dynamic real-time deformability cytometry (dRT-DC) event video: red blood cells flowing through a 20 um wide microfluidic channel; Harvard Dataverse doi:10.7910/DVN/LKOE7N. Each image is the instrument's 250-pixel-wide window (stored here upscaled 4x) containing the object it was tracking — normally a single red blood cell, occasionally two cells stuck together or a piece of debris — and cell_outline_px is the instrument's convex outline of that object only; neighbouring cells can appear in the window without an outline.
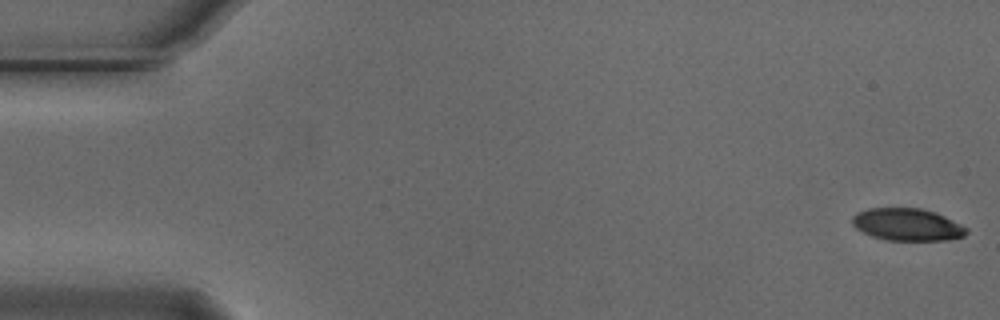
{"species": "Egyptian fruit bat (a non-hibernating species)", "species_latin": "Rousettus aegyptiacus", "temperature_condition": "cold", "stored_images_in_passage": 7, "camera_frame_rate_fps": 3000, "um_per_image_px": 0.085, "animal": {"sex": "male"}, "frame": {"image": 1, "passage_image": 1, "time_ms": 0.0, "image_size_px": [1000, 320], "cell_outline_px": [[968, 232], [964, 236], [944, 240], [884, 240], [872, 236], [856, 228], [852, 224], [852, 216], [856, 212], [868, 208], [920, 208], [936, 212], [968, 228]], "centroid_in_image_um": [77.1, 19.08], "position_along_channel_um": 7.9, "area_um2": 21.5}}
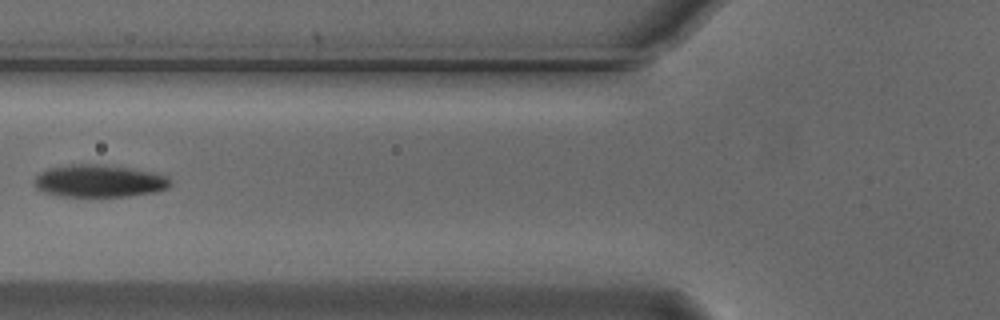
{"frame": {"image": 2, "passage_image": 6, "time_ms": 1.667, "image_size_px": [1000, 320], "cell_outline_px": [[172, 184], [168, 188], [152, 192], [128, 196], [60, 196], [44, 192], [36, 188], [36, 176], [40, 172], [48, 168], [68, 164], [104, 164], [152, 172], [168, 176], [172, 180]], "centroid_in_image_um": [8.44, 15.37], "position_along_channel_um": 117.4, "area_um2": 25.66}}
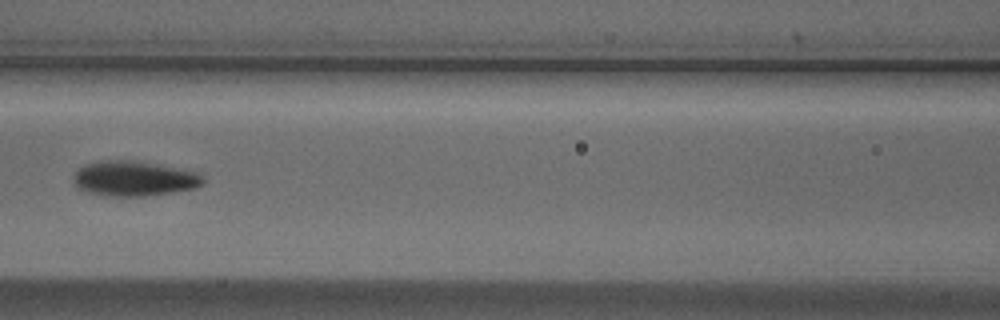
{"frame": {"image": 3, "passage_image": 7, "time_ms": 2.0, "image_size_px": [1000, 320], "cell_outline_px": [[204, 184], [196, 188], [172, 192], [144, 196], [108, 196], [88, 192], [76, 188], [72, 180], [72, 176], [84, 164], [100, 160], [132, 160], [160, 164], [200, 172], [204, 176]], "centroid_in_image_um": [11.41, 15.16], "position_along_channel_um": 155.2, "area_um2": 26.93}}